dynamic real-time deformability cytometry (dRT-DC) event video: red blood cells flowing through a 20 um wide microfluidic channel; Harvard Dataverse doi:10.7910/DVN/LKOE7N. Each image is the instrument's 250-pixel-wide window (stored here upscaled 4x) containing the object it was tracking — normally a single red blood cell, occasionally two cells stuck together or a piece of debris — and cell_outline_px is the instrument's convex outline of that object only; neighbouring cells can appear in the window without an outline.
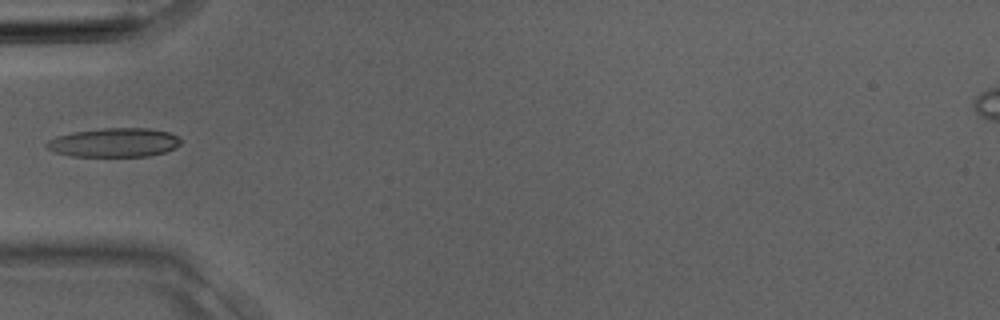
{"species": "Egyptian fruit bat (a non-hibernating species)", "species_latin": "Rousettus aegyptiacus", "temperature_condition": "room temperature", "stored_images_in_passage": 3, "camera_frame_rate_fps": 3000, "um_per_image_px": 0.085, "animal": {"sex": "male"}, "frame": {"image": 1, "passage_image": 3, "time_ms": 0.667, "image_size_px": [1000, 320], "cell_outline_px": [[184, 140], [176, 148], [164, 152], [148, 156], [72, 156], [56, 152], [48, 148], [44, 144], [48, 140], [56, 136], [72, 132], [104, 128], [148, 128], [168, 132]], "centroid_in_image_um": [9.72, 12.11], "position_along_channel_um": 75.3, "area_um2": 22.66}}